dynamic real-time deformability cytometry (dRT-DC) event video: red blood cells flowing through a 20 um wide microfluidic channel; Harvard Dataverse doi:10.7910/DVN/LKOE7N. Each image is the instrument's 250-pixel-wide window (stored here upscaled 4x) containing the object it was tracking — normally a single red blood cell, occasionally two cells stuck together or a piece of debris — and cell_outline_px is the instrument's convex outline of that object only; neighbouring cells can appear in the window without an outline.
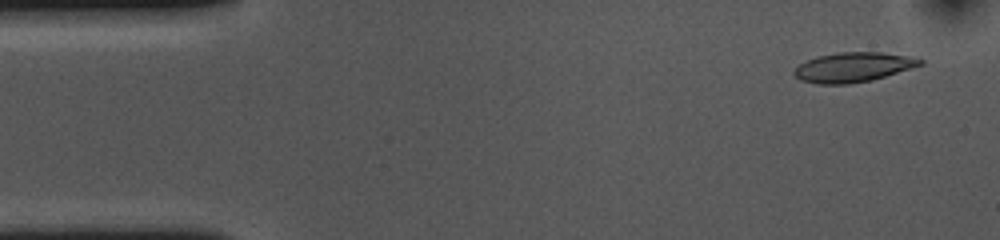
{"species": "common noctule bat (a hibernating species)", "species_latin": "Nyctalus noctula", "temperature_condition": "cold", "stored_images_in_passage": 53, "camera_frame_rate_fps": 3000, "um_per_image_px": 0.085, "animal": {"sex": "female", "body_mass_g": 10.0, "forearm_length_mm": 53.1}, "frame": {"image": 1, "passage_image": 3, "time_ms": 0.667, "image_size_px": [1000, 240], "cell_outline_px": [[924, 64], [872, 80], [848, 84], [816, 84], [800, 80], [792, 72], [800, 64], [816, 56], [836, 52], [880, 52], [904, 56], [924, 60]], "centroid_in_image_um": [72.48, 5.72], "position_along_channel_um": 12.5, "area_um2": 21.62}}
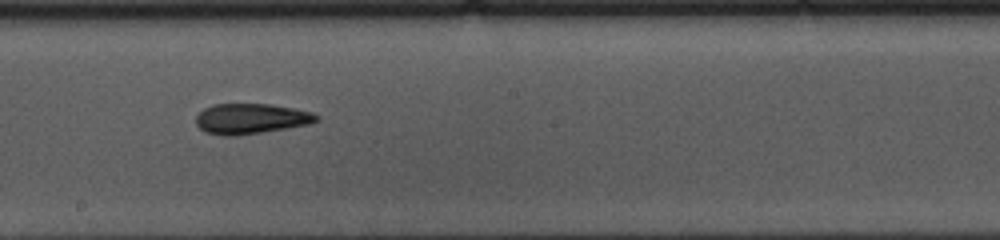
{"frame": {"image": 2, "passage_image": 28, "time_ms": 9.0, "image_size_px": [1000, 240], "cell_outline_px": [[320, 120], [308, 124], [236, 136], [220, 136], [204, 132], [196, 124], [196, 116], [204, 108], [212, 104], [268, 104], [292, 108], [312, 112], [320, 116]], "centroid_in_image_um": [21.29, 10.09], "position_along_channel_um": 226.9, "area_um2": 21.27}}
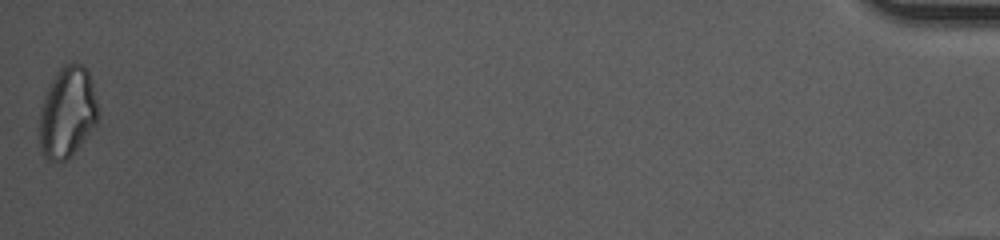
{"frame": {"image": 3, "passage_image": 53, "time_ms": 17.333, "image_size_px": [1000, 240], "cell_outline_px": [[100, 116], [96, 124], [76, 148], [64, 160], [48, 160], [40, 152], [36, 128], [40, 108], [48, 88], [56, 72], [64, 64], [84, 64], [88, 68]], "centroid_in_image_um": [5.68, 9.54], "position_along_channel_um": 429.5, "area_um2": 31.27}, "authors_computed_cell_mechanics": {"area_um2": 21.8484, "velocity_mm_per_s": 3.6595, "shape_relaxation_time_tau1_ms": 6.5013, "shape_relaxation_time_tau2_ms": 3.6529, "deformation_change_tau1": 0.1666, "deformation_change_tau2": 0.1157}}